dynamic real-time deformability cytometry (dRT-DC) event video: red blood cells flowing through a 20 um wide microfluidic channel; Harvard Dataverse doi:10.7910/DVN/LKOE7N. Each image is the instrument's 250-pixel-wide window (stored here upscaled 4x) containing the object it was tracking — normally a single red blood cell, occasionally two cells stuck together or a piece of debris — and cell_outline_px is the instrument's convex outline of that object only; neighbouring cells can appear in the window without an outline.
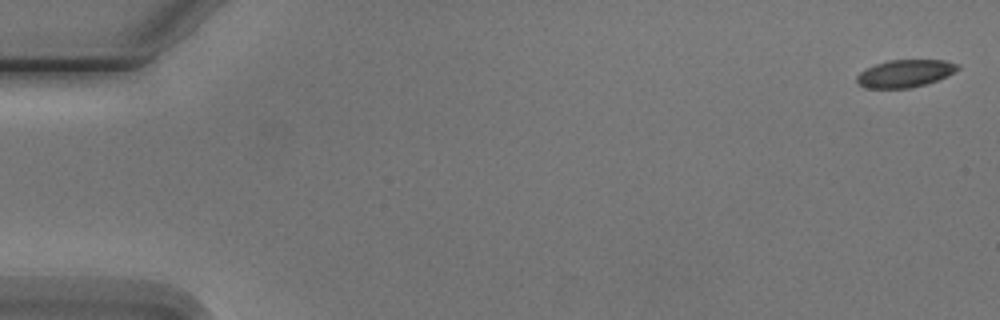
{"species": "Egyptian fruit bat (a non-hibernating species)", "species_latin": "Rousettus aegyptiacus", "temperature_condition": "cold", "stored_images_in_passage": 5, "camera_frame_rate_fps": 3000, "um_per_image_px": 0.085, "animal": {"sex": "male"}, "frame": {"image": 1, "passage_image": 1, "time_ms": 0.0, "image_size_px": [1000, 320], "cell_outline_px": [[960, 68], [936, 80], [924, 84], [908, 88], [864, 88], [856, 80], [856, 76], [864, 68], [888, 60], [944, 60], [960, 64]], "centroid_in_image_um": [76.88, 6.23], "position_along_channel_um": 8.1, "area_um2": 16.01}}
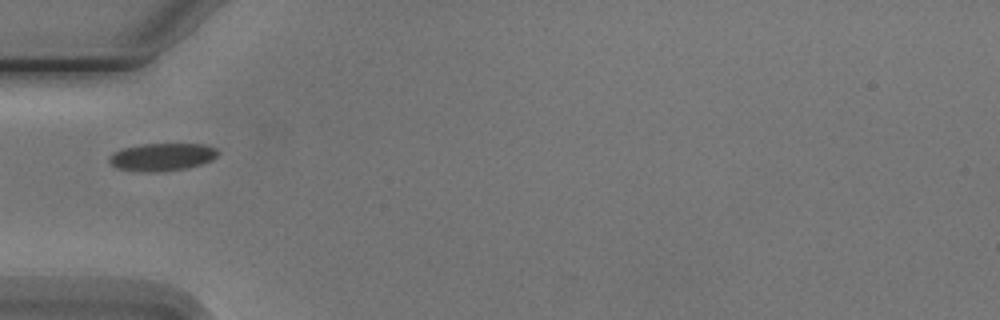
{"frame": {"image": 2, "passage_image": 5, "time_ms": 5.667, "image_size_px": [1000, 320], "cell_outline_px": [[220, 152], [212, 160], [188, 168], [164, 172], [140, 172], [116, 168], [108, 160], [108, 156], [112, 152], [124, 148], [144, 144], [204, 144], [216, 148]], "centroid_in_image_um": [13.76, 13.35], "position_along_channel_um": 71.2, "area_um2": 17.74}}